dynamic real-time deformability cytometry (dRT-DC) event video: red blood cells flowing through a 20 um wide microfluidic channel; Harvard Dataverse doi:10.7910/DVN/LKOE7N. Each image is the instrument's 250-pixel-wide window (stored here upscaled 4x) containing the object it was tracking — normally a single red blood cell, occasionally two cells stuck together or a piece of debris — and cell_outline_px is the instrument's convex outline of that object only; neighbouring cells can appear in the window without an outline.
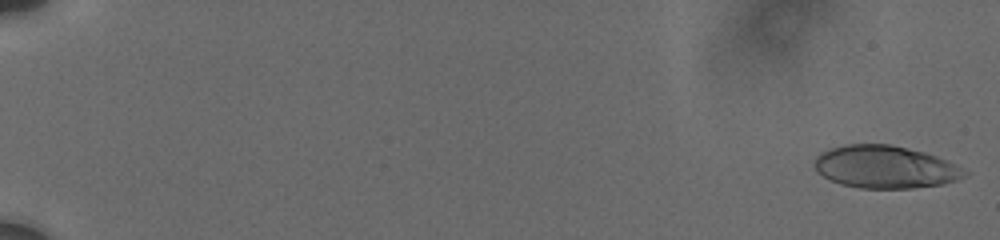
{"species": "human", "species_latin": "Homo sapiens", "temperature_condition": "cold", "stored_images_in_passage": 63, "camera_frame_rate_fps": 3000, "um_per_image_px": 0.085, "donor": {"sex": "male"}, "frame": {"image": 1, "passage_image": 1, "time_ms": 0.0, "image_size_px": [1000, 240], "cell_outline_px": [[968, 176], [944, 184], [912, 188], [860, 188], [840, 184], [816, 172], [812, 164], [816, 156], [832, 148], [844, 144], [892, 144], [924, 152], [936, 156], [968, 172]], "centroid_in_image_um": [75.21, 14.19], "position_along_channel_um": 9.8, "area_um2": 37.17}}
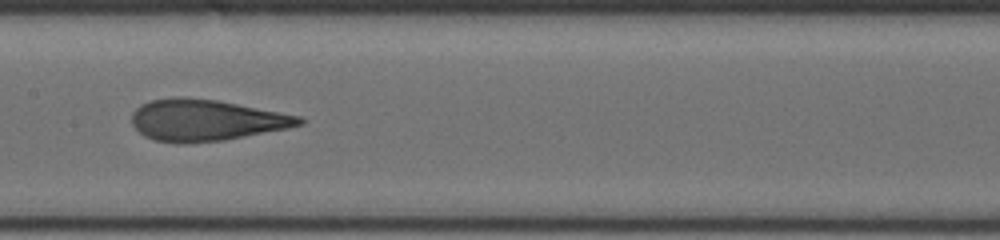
{"frame": {"image": 2, "passage_image": 38, "time_ms": 10.333, "image_size_px": [1000, 240], "cell_outline_px": [[304, 124], [288, 128], [224, 140], [184, 144], [176, 144], [156, 140], [144, 136], [132, 124], [132, 112], [140, 104], [152, 100], [172, 96], [180, 96], [216, 100], [300, 116], [304, 120]], "centroid_in_image_um": [17.46, 10.22], "position_along_channel_um": 189.9, "area_um2": 40.4}}
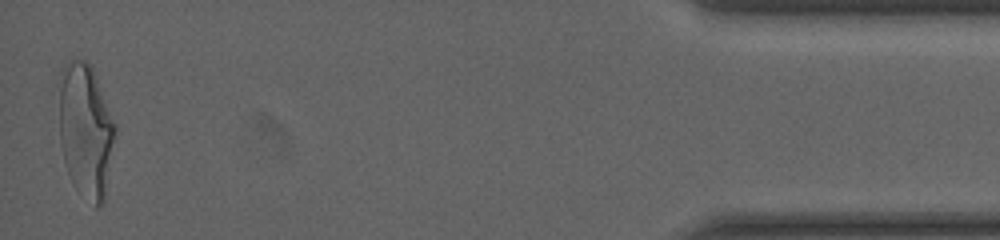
{"frame": {"image": 3, "passage_image": 63, "time_ms": 18.667, "image_size_px": [1000, 240], "cell_outline_px": [[116, 132], [104, 204], [96, 208], [72, 184], [64, 160], [60, 144], [60, 68], [68, 60], [84, 60], [92, 68], [116, 124]], "centroid_in_image_um": [7.29, 11.11], "position_along_channel_um": 427.9, "area_um2": 43.81}, "authors_computed_cell_mechanics": {"area_um2": 39.3618, "velocity_mm_per_s": 3.734, "shape_relaxation_time_tau1_ms": 5.5086, "shape_relaxation_time_tau2_ms": 1.1214, "deformation_change_tau1": 0.2124, "deformation_change_tau2": 0.1013}}